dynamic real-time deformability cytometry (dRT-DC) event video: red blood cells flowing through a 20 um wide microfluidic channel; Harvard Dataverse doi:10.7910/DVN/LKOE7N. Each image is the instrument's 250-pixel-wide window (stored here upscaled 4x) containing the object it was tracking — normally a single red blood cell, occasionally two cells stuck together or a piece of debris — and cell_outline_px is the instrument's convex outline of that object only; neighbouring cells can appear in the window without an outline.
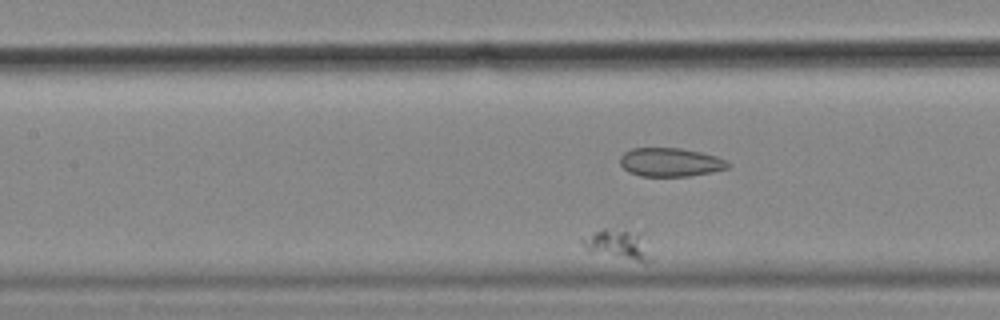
{"species": "common noctule bat (a hibernating species)", "species_latin": "Nyctalus noctula", "temperature_condition": "cold", "stored_images_in_passage": 55, "camera_frame_rate_fps": 3000, "um_per_image_px": 0.085, "animal": {"sex": "female", "body_mass_g": 18.4}, "frame": {"image": 1, "passage_image": 24, "time_ms": 7.667, "image_size_px": [1000, 320], "cell_outline_px": [[652, 260], [640, 260], [588, 252], [584, 248], [580, 240], [580, 236], [604, 228], [644, 228]], "centroid_in_image_um": [52.55, 20.66], "position_along_channel_um": 154.8, "area_um2": 12.77}}
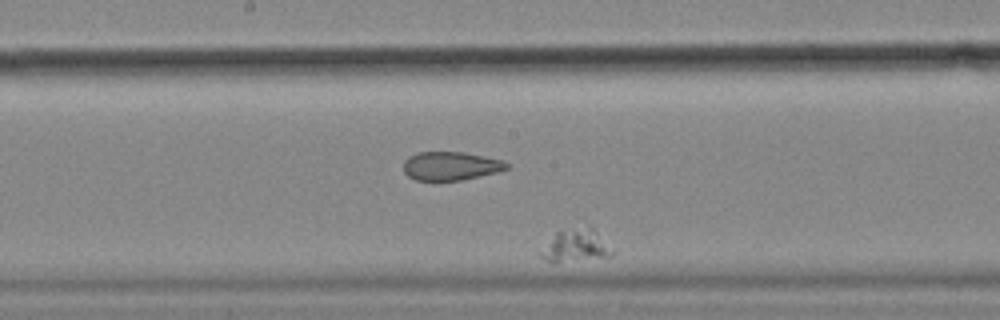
{"frame": {"image": 2, "passage_image": 29, "time_ms": 9.333, "image_size_px": [1000, 320], "cell_outline_px": [[616, 252], [612, 256], [552, 264], [540, 256], [536, 252], [556, 232], [588, 228], [592, 228], [616, 248]], "centroid_in_image_um": [48.95, 20.96], "position_along_channel_um": 199.3, "area_um2": 13.93}}